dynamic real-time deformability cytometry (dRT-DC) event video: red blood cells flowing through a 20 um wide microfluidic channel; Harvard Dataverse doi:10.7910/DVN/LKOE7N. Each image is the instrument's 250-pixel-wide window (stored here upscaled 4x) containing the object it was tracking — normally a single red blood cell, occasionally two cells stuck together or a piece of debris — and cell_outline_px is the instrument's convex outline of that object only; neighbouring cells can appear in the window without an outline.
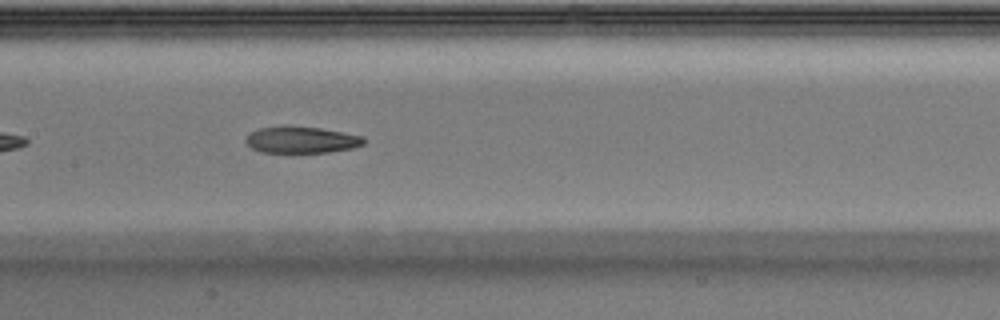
{"species": "Egyptian fruit bat (a non-hibernating species)", "species_latin": "Rousettus aegyptiacus", "temperature_condition": "warm", "stored_images_in_passage": 30, "camera_frame_rate_fps": 3000, "um_per_image_px": 0.085, "animal": {"sex": "male"}, "frame": {"image": 1, "passage_image": 9, "time_ms": 2.667, "image_size_px": [1000, 320], "cell_outline_px": [[364, 144], [352, 148], [328, 152], [260, 152], [252, 148], [244, 140], [252, 132], [260, 128], [284, 124], [320, 128], [364, 136]], "centroid_in_image_um": [25.61, 11.86], "position_along_channel_um": 181.8, "area_um2": 18.38}}